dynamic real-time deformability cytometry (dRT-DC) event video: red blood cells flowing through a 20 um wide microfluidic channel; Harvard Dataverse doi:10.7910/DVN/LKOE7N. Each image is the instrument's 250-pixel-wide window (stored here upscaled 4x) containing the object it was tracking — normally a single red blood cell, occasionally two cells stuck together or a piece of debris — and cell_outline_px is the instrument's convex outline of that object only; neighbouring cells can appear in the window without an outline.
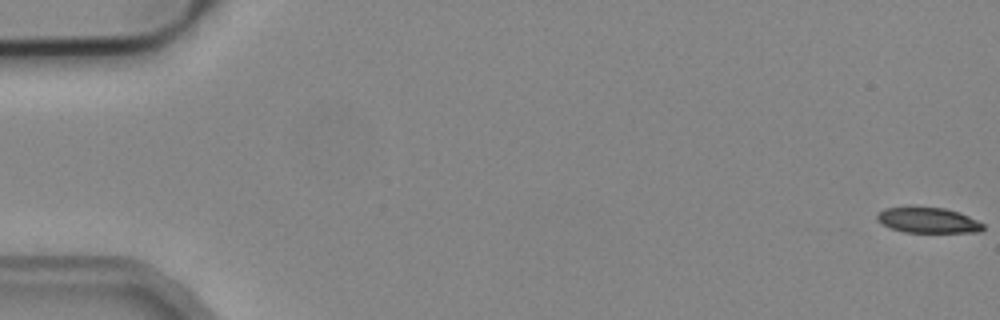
{"species": "common noctule bat (a hibernating species)", "species_latin": "Nyctalus noctula", "temperature_condition": "cold", "stored_images_in_passage": 6, "camera_frame_rate_fps": 3000, "um_per_image_px": 0.085, "animal": {"sex": "male", "body_mass_g": 19.2, "forearm_length_mm": 51.8}, "frame": {"image": 1, "passage_image": 1, "time_ms": 0.0, "image_size_px": [1000, 320], "cell_outline_px": [[984, 228], [980, 232], [904, 232], [880, 224], [876, 220], [876, 216], [884, 208], [908, 204], [944, 208], [960, 212], [984, 224]], "centroid_in_image_um": [78.81, 18.67], "position_along_channel_um": 6.2, "area_um2": 16.36}}
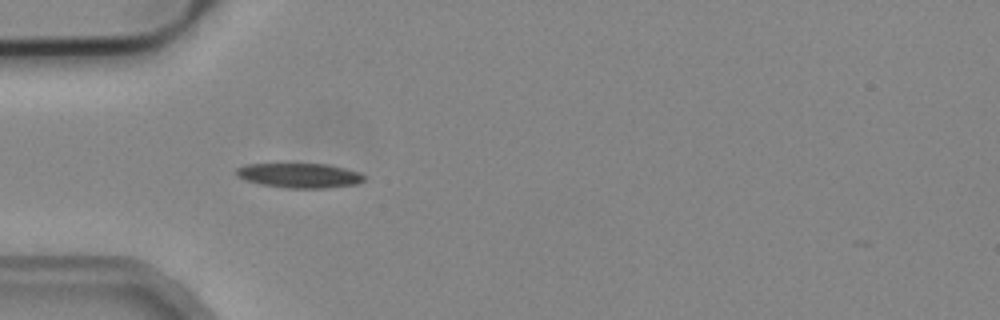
{"frame": {"image": 2, "passage_image": 5, "time_ms": 1.333, "image_size_px": [1000, 320], "cell_outline_px": [[364, 180], [356, 184], [328, 188], [284, 188], [260, 184], [244, 180], [236, 176], [236, 168], [244, 164], [328, 164], [344, 168], [356, 172], [364, 176]], "centroid_in_image_um": [25.39, 14.92], "position_along_channel_um": 59.6, "area_um2": 18.38}}